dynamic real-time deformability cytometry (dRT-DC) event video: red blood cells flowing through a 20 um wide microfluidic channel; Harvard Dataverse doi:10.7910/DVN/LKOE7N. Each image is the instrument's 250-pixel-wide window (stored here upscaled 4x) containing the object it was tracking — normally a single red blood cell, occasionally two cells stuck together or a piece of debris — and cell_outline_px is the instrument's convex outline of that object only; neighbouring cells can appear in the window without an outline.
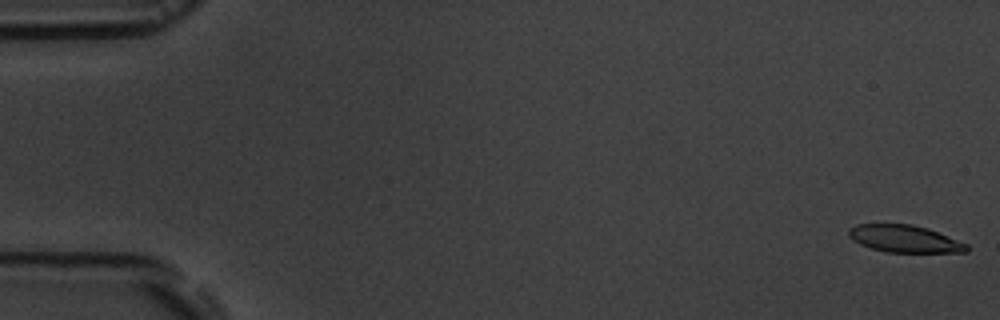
{"species": "common noctule bat (a hibernating species)", "species_latin": "Nyctalus noctula", "temperature_condition": "room temperature", "stored_images_in_passage": 5, "camera_frame_rate_fps": 3000, "um_per_image_px": 0.085, "animal": {"sex": "male", "body_mass_g": 19.5, "forearm_length_mm": 54.6}, "frame": {"image": 1, "passage_image": 1, "time_ms": 0.0, "image_size_px": [1000, 320], "cell_outline_px": [[968, 252], [884, 252], [860, 244], [852, 240], [848, 236], [848, 228], [856, 224], [912, 224], [928, 228], [968, 244]], "centroid_in_image_um": [76.87, 20.29], "position_along_channel_um": 8.1, "area_um2": 18.79}}
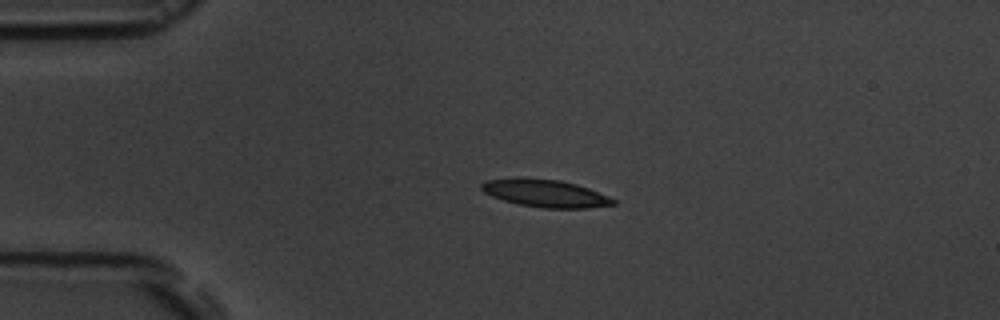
{"frame": {"image": 2, "passage_image": 4, "time_ms": 4.0, "image_size_px": [1000, 320], "cell_outline_px": [[616, 204], [588, 208], [544, 208], [516, 204], [492, 196], [484, 192], [480, 188], [480, 184], [484, 180], [516, 176], [524, 176], [560, 180], [576, 184], [588, 188], [608, 196], [616, 200]], "centroid_in_image_um": [46.29, 16.4], "position_along_channel_um": 38.7, "area_um2": 21.62}}